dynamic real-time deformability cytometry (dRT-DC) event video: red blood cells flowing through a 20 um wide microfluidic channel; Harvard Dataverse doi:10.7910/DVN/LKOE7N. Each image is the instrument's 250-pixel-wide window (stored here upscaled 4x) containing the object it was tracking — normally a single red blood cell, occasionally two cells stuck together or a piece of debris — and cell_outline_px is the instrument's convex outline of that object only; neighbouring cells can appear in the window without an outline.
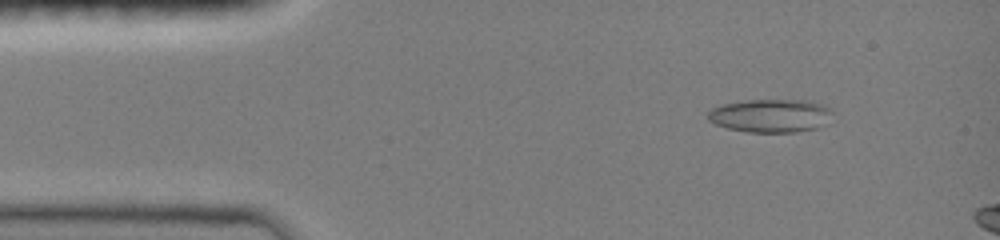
{"species": "common noctule bat (a hibernating species)", "species_latin": "Nyctalus noctula", "temperature_condition": "room temperature", "stored_images_in_passage": 45, "segment_of_instrument_passage": [1, 2], "camera_frame_rate_fps": 3000, "um_per_image_px": 0.085, "animal": {"sex": "female", "body_mass_g": 19.0, "forearm_length_mm": 51.5}, "frame": {"image": 1, "passage_image": 5, "time_ms": 1.333, "image_size_px": [1000, 240], "cell_outline_px": [[832, 112], [828, 124], [816, 128], [796, 132], [748, 132], [728, 128], [716, 124], [708, 120], [708, 112], [712, 108], [720, 104], [748, 100], [808, 100], [824, 104], [832, 108]], "centroid_in_image_um": [65.54, 9.82], "position_along_channel_um": 19.5, "area_um2": 24.45}}
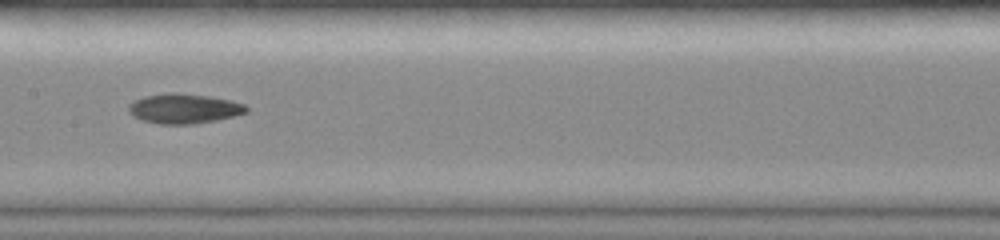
{"frame": {"image": 2, "passage_image": 23, "time_ms": 7.333, "image_size_px": [1000, 240], "cell_outline_px": [[248, 112], [216, 120], [192, 124], [160, 124], [144, 120], [128, 112], [128, 104], [144, 96], [172, 92], [176, 92], [208, 96], [232, 100], [244, 104], [248, 108]], "centroid_in_image_um": [15.65, 9.22], "position_along_channel_um": 191.7, "area_um2": 20.29}}
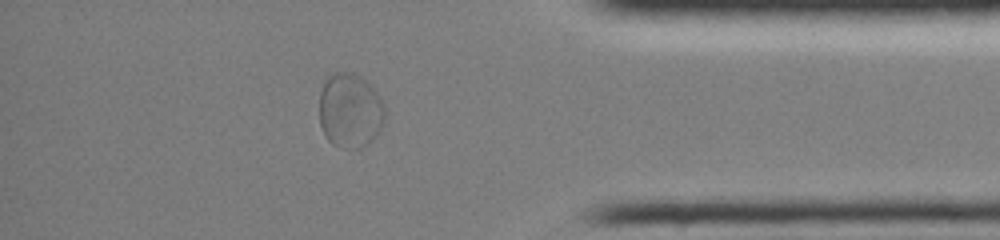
{"frame": {"image": 3, "passage_image": 40, "time_ms": 13.0, "image_size_px": [1000, 240], "cell_outline_px": [[384, 120], [380, 128], [372, 140], [360, 148], [340, 148], [332, 144], [324, 136], [320, 124], [320, 92], [328, 72], [352, 72], [360, 76], [380, 96], [384, 104]], "centroid_in_image_um": [29.72, 9.39], "position_along_channel_um": 405.5, "area_um2": 28.67}}